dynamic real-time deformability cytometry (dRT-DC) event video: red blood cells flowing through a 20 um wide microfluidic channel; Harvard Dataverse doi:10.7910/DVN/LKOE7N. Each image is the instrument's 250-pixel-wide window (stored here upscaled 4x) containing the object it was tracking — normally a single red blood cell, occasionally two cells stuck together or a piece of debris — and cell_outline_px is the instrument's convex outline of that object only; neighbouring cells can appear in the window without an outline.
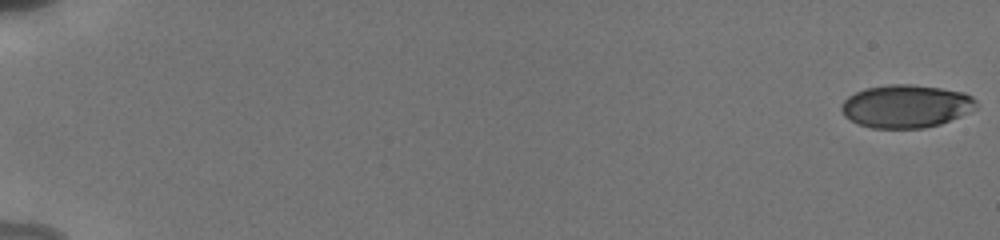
{"species": "human", "species_latin": "Homo sapiens", "temperature_condition": "cold", "stored_images_in_passage": 9, "camera_frame_rate_fps": 3000, "um_per_image_px": 0.085, "donor": {"sex": "male"}, "frame": {"image": 1, "passage_image": 1, "time_ms": 0.0, "image_size_px": [1000, 240], "cell_outline_px": [[976, 108], [960, 116], [940, 124], [924, 128], [872, 128], [860, 124], [844, 116], [840, 108], [840, 104], [848, 96], [864, 88], [888, 84], [912, 84], [940, 88], [964, 92], [972, 96], [976, 100]], "centroid_in_image_um": [76.99, 9.02], "position_along_channel_um": 8.0, "area_um2": 33.81}}
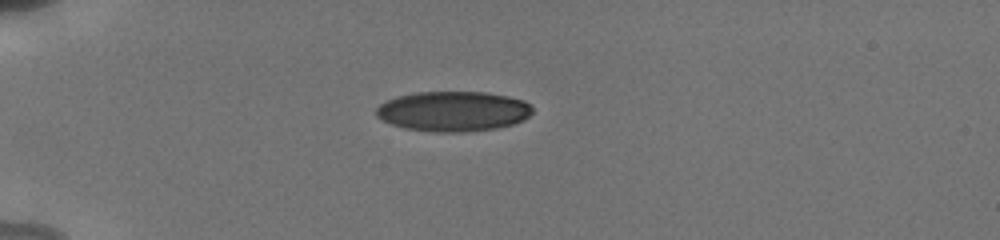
{"frame": {"image": 2, "passage_image": 7, "time_ms": 5.333, "image_size_px": [1000, 240], "cell_outline_px": [[532, 112], [524, 120], [512, 124], [496, 128], [464, 132], [432, 132], [404, 128], [392, 124], [376, 116], [376, 108], [380, 104], [396, 96], [416, 92], [488, 92], [508, 96], [524, 100], [532, 108]], "centroid_in_image_um": [38.52, 9.46], "position_along_channel_um": 46.5, "area_um2": 36.53}}